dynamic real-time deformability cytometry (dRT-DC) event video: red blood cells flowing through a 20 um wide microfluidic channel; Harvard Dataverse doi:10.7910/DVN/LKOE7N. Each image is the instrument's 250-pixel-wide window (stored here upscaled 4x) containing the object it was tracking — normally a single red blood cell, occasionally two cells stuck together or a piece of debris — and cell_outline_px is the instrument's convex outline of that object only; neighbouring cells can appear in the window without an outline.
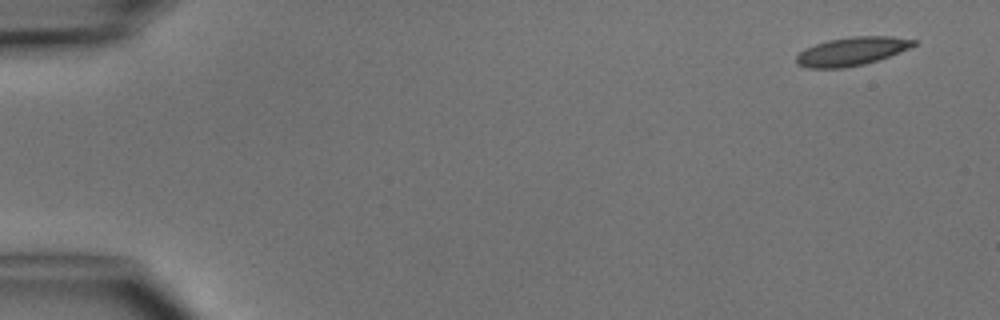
{"species": "common noctule bat (a hibernating species)", "species_latin": "Nyctalus noctula", "temperature_condition": "cold", "stored_images_in_passage": 5, "segment_of_instrument_passage": [1, 2], "camera_frame_rate_fps": 3000, "um_per_image_px": 0.085, "animal": {"sex": "male", "body_mass_g": 15.6}, "frame": {"image": 1, "passage_image": 1, "time_ms": 0.0, "image_size_px": [1000, 320], "cell_outline_px": [[920, 40], [916, 44], [900, 52], [864, 64], [844, 68], [808, 68], [796, 64], [796, 56], [804, 48], [828, 40], [852, 36], [892, 36]], "centroid_in_image_um": [72.4, 4.35], "position_along_channel_um": 12.6, "area_um2": 19.48}}
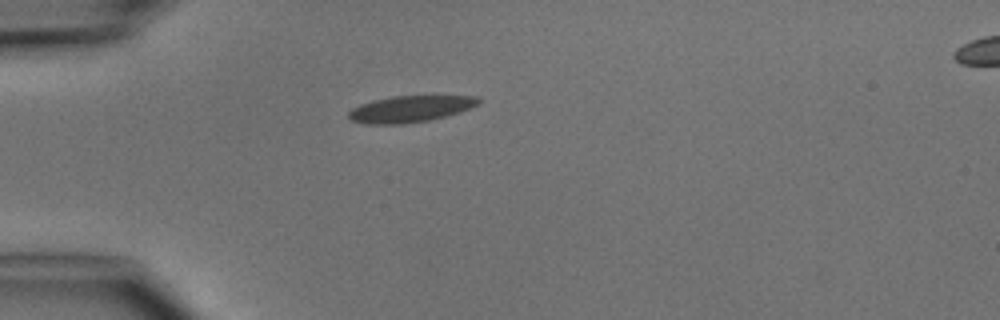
{"frame": {"image": 2, "passage_image": 4, "time_ms": 3.667, "image_size_px": [1000, 320], "cell_outline_px": [[480, 104], [460, 112], [428, 120], [404, 124], [364, 124], [352, 120], [348, 116], [348, 112], [352, 108], [360, 104], [372, 100], [392, 96], [432, 92], [480, 96]], "centroid_in_image_um": [34.99, 9.18], "position_along_channel_um": 50.0, "area_um2": 21.33}}